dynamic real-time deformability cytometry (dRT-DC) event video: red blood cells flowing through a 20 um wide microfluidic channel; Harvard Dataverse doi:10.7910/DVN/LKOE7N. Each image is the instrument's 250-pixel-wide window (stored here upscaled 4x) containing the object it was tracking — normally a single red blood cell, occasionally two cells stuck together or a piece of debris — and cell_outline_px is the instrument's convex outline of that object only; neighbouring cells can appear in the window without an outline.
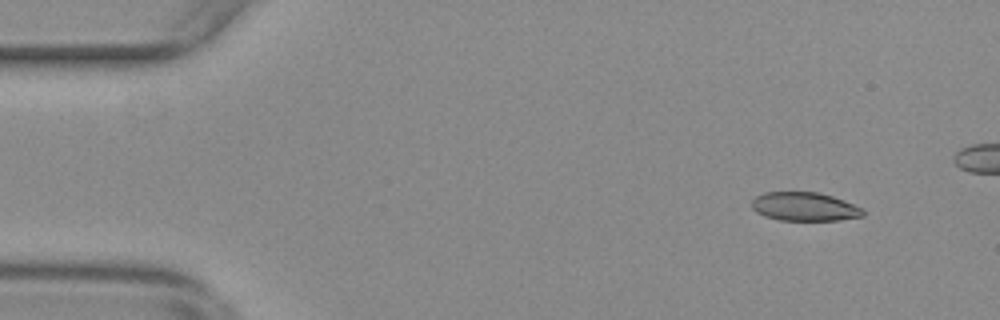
{"species": "common noctule bat (a hibernating species)", "species_latin": "Nyctalus noctula", "temperature_condition": "warm", "stored_images_in_passage": 51, "camera_frame_rate_fps": 3000, "um_per_image_px": 0.085, "animal": {"sex": "female", "body_mass_g": 29.2, "forearm_length_mm": 56.3}, "frame": {"image": 1, "passage_image": 6, "time_ms": 1.667, "image_size_px": [1000, 320], "cell_outline_px": [[864, 216], [840, 220], [780, 220], [764, 216], [756, 212], [752, 208], [752, 200], [756, 196], [764, 192], [816, 192], [832, 196], [844, 200], [864, 208]], "centroid_in_image_um": [68.4, 17.56], "position_along_channel_um": 16.6, "area_um2": 18.67}}
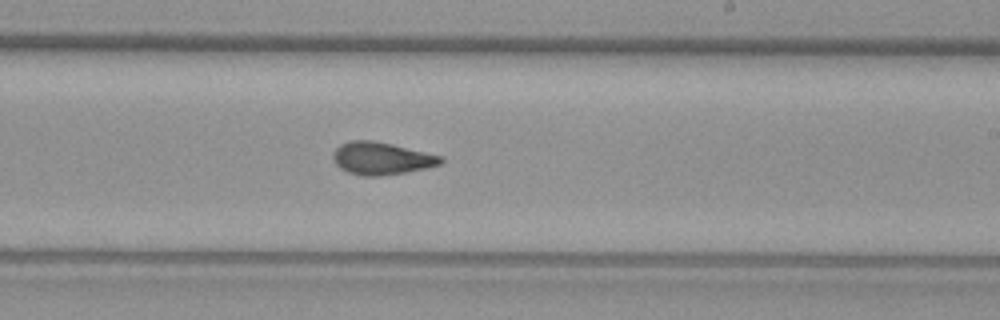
{"frame": {"image": 2, "passage_image": 34, "time_ms": 11.0, "image_size_px": [1000, 320], "cell_outline_px": [[444, 160], [440, 164], [428, 168], [380, 176], [364, 176], [348, 172], [340, 168], [332, 160], [332, 152], [340, 144], [348, 140], [372, 140], [392, 144], [444, 156]], "centroid_in_image_um": [32.41, 13.45], "position_along_channel_um": 256.6, "area_um2": 20.58}}
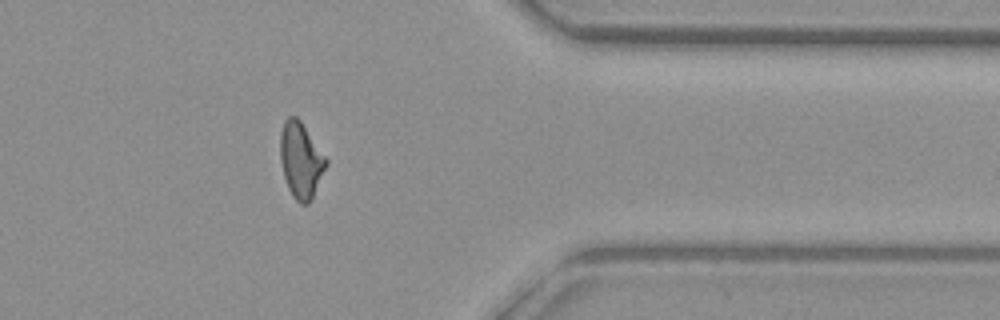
{"frame": {"image": 3, "passage_image": 46, "time_ms": 15.0, "image_size_px": [1000, 320], "cell_outline_px": [[328, 164], [312, 200], [308, 204], [300, 204], [292, 196], [288, 188], [284, 176], [280, 160], [280, 132], [284, 120], [288, 116], [296, 116], [300, 120], [328, 160]], "centroid_in_image_um": [25.57, 13.63], "position_along_channel_um": 385.8, "area_um2": 20.4}}